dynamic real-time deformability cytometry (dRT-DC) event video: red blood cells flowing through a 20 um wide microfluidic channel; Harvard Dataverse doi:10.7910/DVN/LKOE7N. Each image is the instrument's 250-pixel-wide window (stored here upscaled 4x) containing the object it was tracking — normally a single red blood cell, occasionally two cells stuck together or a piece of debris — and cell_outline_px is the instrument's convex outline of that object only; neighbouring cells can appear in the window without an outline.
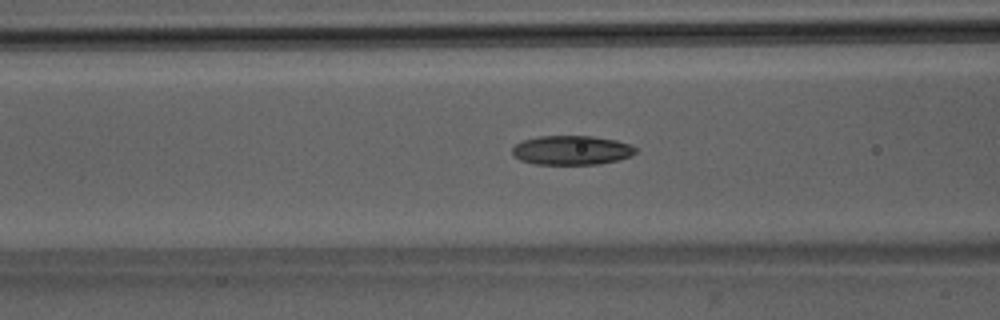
{"species": "Egyptian fruit bat (a non-hibernating species)", "species_latin": "Rousettus aegyptiacus", "temperature_condition": "room temperature", "stored_images_in_passage": 52, "segment_of_instrument_passage": [1, 2], "camera_frame_rate_fps": 3000, "um_per_image_px": 0.085, "animal": {"sex": "male"}, "frame": {"image": 1, "passage_image": 21, "time_ms": 6.667, "image_size_px": [1000, 320], "cell_outline_px": [[636, 152], [632, 156], [616, 160], [596, 164], [536, 164], [520, 160], [512, 152], [512, 148], [516, 144], [524, 140], [540, 136], [592, 136], [616, 140], [632, 144], [636, 148]], "centroid_in_image_um": [48.62, 12.76], "position_along_channel_um": 118.0, "area_um2": 20.92}}
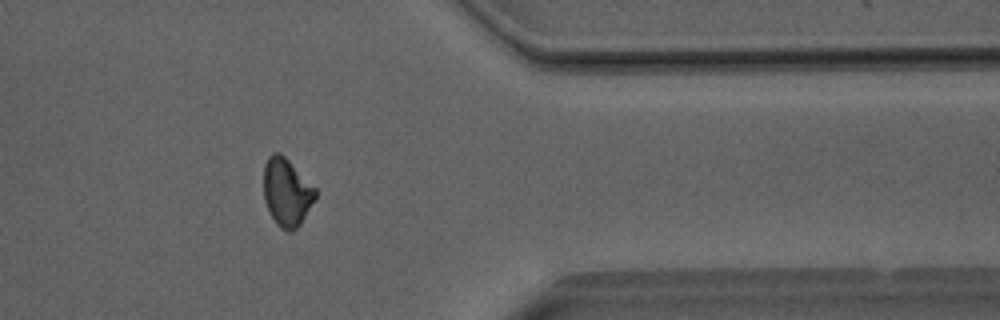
{"frame": {"image": 2, "passage_image": 42, "time_ms": 13.667, "image_size_px": [1000, 320], "cell_outline_px": [[316, 196], [300, 224], [296, 228], [288, 232], [280, 228], [276, 224], [264, 200], [264, 164], [268, 156], [272, 152], [280, 152], [316, 188]], "centroid_in_image_um": [24.35, 16.32], "position_along_channel_um": 387.0, "area_um2": 20.23}}
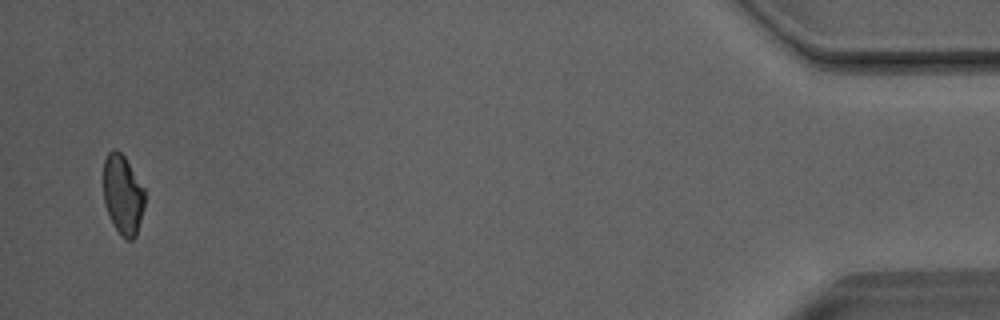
{"frame": {"image": 3, "passage_image": 50, "time_ms": 16.333, "image_size_px": [1000, 320], "cell_outline_px": [[144, 208], [136, 236], [132, 240], [124, 240], [120, 236], [112, 224], [104, 204], [104, 160], [108, 152], [112, 148], [116, 148], [124, 156], [144, 188]], "centroid_in_image_um": [10.43, 16.58], "position_along_channel_um": 424.8, "area_um2": 19.36}}